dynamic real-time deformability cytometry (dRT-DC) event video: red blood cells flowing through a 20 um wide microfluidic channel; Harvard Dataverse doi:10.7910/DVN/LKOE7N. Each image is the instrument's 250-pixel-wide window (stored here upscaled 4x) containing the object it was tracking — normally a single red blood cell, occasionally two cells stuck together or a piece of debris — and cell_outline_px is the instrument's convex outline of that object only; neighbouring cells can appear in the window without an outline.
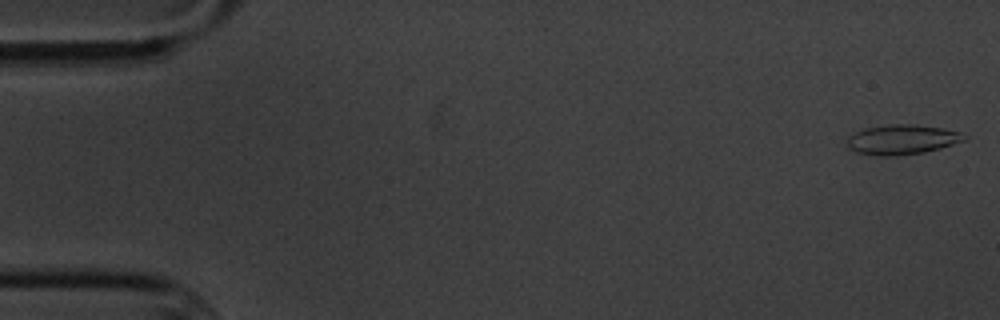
{"species": "common noctule bat (a hibernating species)", "species_latin": "Nyctalus noctula", "temperature_condition": "cold", "stored_images_in_passage": 4, "camera_frame_rate_fps": 3000, "um_per_image_px": 0.085, "animal": {"sex": "male", "body_mass_g": 20.1, "forearm_length_mm": 53.5}, "frame": {"image": 1, "passage_image": 1, "time_ms": 0.0, "image_size_px": [1000, 320], "cell_outline_px": [[968, 136], [964, 140], [940, 148], [924, 152], [896, 156], [876, 156], [856, 152], [848, 148], [848, 136], [864, 128], [888, 124], [912, 124], [940, 128], [960, 132]], "centroid_in_image_um": [76.64, 11.87], "position_along_channel_um": 8.4, "area_um2": 20.29}}